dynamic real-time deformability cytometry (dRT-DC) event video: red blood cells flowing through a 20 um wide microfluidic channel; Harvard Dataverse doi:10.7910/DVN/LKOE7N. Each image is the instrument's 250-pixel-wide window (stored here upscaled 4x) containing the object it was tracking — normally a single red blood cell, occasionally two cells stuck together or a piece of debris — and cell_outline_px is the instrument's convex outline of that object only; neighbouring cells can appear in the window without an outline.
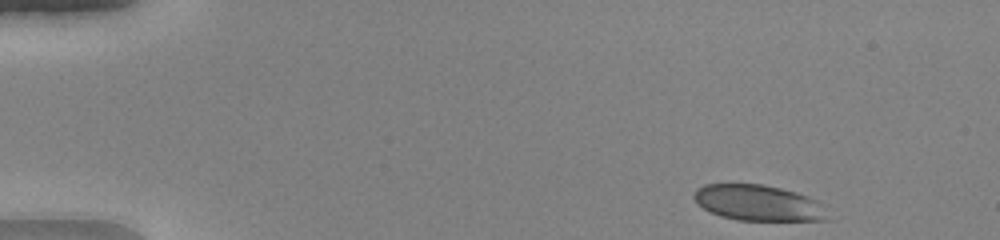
{"species": "human", "species_latin": "Homo sapiens", "temperature_condition": "warm", "stored_images_in_passage": 46, "camera_frame_rate_fps": 3000, "um_per_image_px": 0.085, "donor": {"sex": "female"}, "frame": {"image": 1, "passage_image": 2, "time_ms": 0.333, "image_size_px": [1000, 240], "cell_outline_px": [[828, 220], [736, 220], [720, 216], [696, 204], [692, 196], [696, 188], [704, 184], [764, 184], [796, 192], [808, 196], [816, 200]], "centroid_in_image_um": [64.35, 17.23], "position_along_channel_um": 20.6, "area_um2": 27.63}}
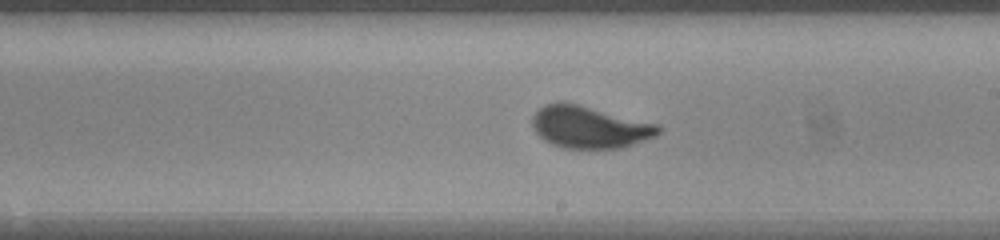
{"frame": {"image": 2, "passage_image": 26, "time_ms": 8.333, "image_size_px": [1000, 240], "cell_outline_px": [[660, 132], [656, 136], [620, 148], [564, 148], [552, 144], [544, 140], [532, 128], [532, 116], [544, 104], [556, 100], [564, 100], [660, 124]], "centroid_in_image_um": [50.09, 10.77], "position_along_channel_um": 238.9, "area_um2": 31.33}}
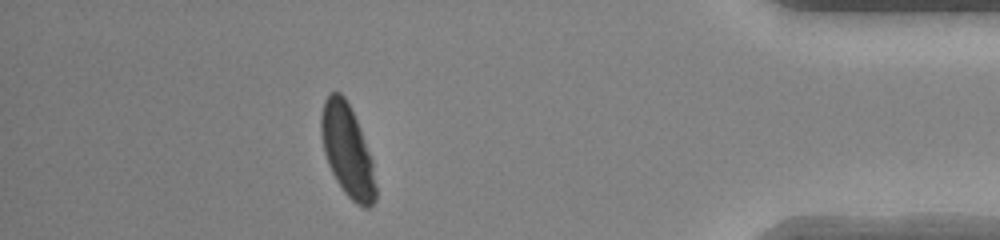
{"frame": {"image": 3, "passage_image": 41, "time_ms": 13.333, "image_size_px": [1000, 240], "cell_outline_px": [[376, 200], [368, 208], [364, 208], [356, 204], [344, 192], [336, 180], [328, 164], [324, 152], [320, 132], [320, 116], [324, 100], [328, 92], [340, 92], [344, 96], [356, 120], [372, 160], [376, 188]], "centroid_in_image_um": [29.5, 12.8], "position_along_channel_um": 405.7, "area_um2": 29.07}, "authors_computed_cell_mechanics": {"area_um2": 30.1427, "velocity_mm_per_s": 4.1299, "shape_relaxation_time_tau1_ms": 3.4976, "shape_relaxation_time_tau2_ms": null, "deformation_change_tau1": 0.1458, "deformation_change_tau2": null}}